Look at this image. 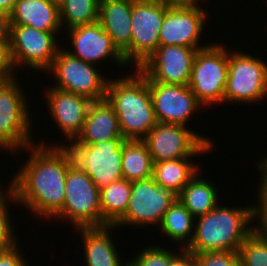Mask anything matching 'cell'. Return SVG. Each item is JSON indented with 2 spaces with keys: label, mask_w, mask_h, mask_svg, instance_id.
<instances>
[{
  "label": "cell",
  "mask_w": 267,
  "mask_h": 266,
  "mask_svg": "<svg viewBox=\"0 0 267 266\" xmlns=\"http://www.w3.org/2000/svg\"><path fill=\"white\" fill-rule=\"evenodd\" d=\"M197 51L185 46H159L137 70L147 80L188 85Z\"/></svg>",
  "instance_id": "cell-15"
},
{
  "label": "cell",
  "mask_w": 267,
  "mask_h": 266,
  "mask_svg": "<svg viewBox=\"0 0 267 266\" xmlns=\"http://www.w3.org/2000/svg\"><path fill=\"white\" fill-rule=\"evenodd\" d=\"M153 162L180 158H194L213 150L208 137L178 124L157 122L143 139Z\"/></svg>",
  "instance_id": "cell-9"
},
{
  "label": "cell",
  "mask_w": 267,
  "mask_h": 266,
  "mask_svg": "<svg viewBox=\"0 0 267 266\" xmlns=\"http://www.w3.org/2000/svg\"><path fill=\"white\" fill-rule=\"evenodd\" d=\"M124 266H132L128 261L124 262Z\"/></svg>",
  "instance_id": "cell-43"
},
{
  "label": "cell",
  "mask_w": 267,
  "mask_h": 266,
  "mask_svg": "<svg viewBox=\"0 0 267 266\" xmlns=\"http://www.w3.org/2000/svg\"><path fill=\"white\" fill-rule=\"evenodd\" d=\"M12 59L10 40H0V82L18 78ZM16 76V77H15Z\"/></svg>",
  "instance_id": "cell-33"
},
{
  "label": "cell",
  "mask_w": 267,
  "mask_h": 266,
  "mask_svg": "<svg viewBox=\"0 0 267 266\" xmlns=\"http://www.w3.org/2000/svg\"><path fill=\"white\" fill-rule=\"evenodd\" d=\"M142 1L162 2V3L169 4V5L188 4V0H142Z\"/></svg>",
  "instance_id": "cell-40"
},
{
  "label": "cell",
  "mask_w": 267,
  "mask_h": 266,
  "mask_svg": "<svg viewBox=\"0 0 267 266\" xmlns=\"http://www.w3.org/2000/svg\"><path fill=\"white\" fill-rule=\"evenodd\" d=\"M228 79V49L223 44L210 43L197 51L188 87L204 106L223 104Z\"/></svg>",
  "instance_id": "cell-6"
},
{
  "label": "cell",
  "mask_w": 267,
  "mask_h": 266,
  "mask_svg": "<svg viewBox=\"0 0 267 266\" xmlns=\"http://www.w3.org/2000/svg\"><path fill=\"white\" fill-rule=\"evenodd\" d=\"M202 266H241L238 251H215L194 254Z\"/></svg>",
  "instance_id": "cell-32"
},
{
  "label": "cell",
  "mask_w": 267,
  "mask_h": 266,
  "mask_svg": "<svg viewBox=\"0 0 267 266\" xmlns=\"http://www.w3.org/2000/svg\"><path fill=\"white\" fill-rule=\"evenodd\" d=\"M131 196V182L117 180L100 189L102 226L114 225L126 212Z\"/></svg>",
  "instance_id": "cell-27"
},
{
  "label": "cell",
  "mask_w": 267,
  "mask_h": 266,
  "mask_svg": "<svg viewBox=\"0 0 267 266\" xmlns=\"http://www.w3.org/2000/svg\"><path fill=\"white\" fill-rule=\"evenodd\" d=\"M106 99L125 140H143L157 123L148 81L137 69L120 79L109 78Z\"/></svg>",
  "instance_id": "cell-3"
},
{
  "label": "cell",
  "mask_w": 267,
  "mask_h": 266,
  "mask_svg": "<svg viewBox=\"0 0 267 266\" xmlns=\"http://www.w3.org/2000/svg\"><path fill=\"white\" fill-rule=\"evenodd\" d=\"M113 228L116 227L107 225L76 229L80 231V238L83 240L86 266H124L110 235Z\"/></svg>",
  "instance_id": "cell-22"
},
{
  "label": "cell",
  "mask_w": 267,
  "mask_h": 266,
  "mask_svg": "<svg viewBox=\"0 0 267 266\" xmlns=\"http://www.w3.org/2000/svg\"><path fill=\"white\" fill-rule=\"evenodd\" d=\"M0 186V252L6 251L15 244H18L16 239L15 230H13L14 226L11 225L10 213L9 210V202L12 204L13 202L18 203L14 190L10 185H8V190L2 189ZM5 191V192H4ZM9 197V198H8ZM9 201V202H7ZM12 201V202H11ZM15 234V235H14Z\"/></svg>",
  "instance_id": "cell-30"
},
{
  "label": "cell",
  "mask_w": 267,
  "mask_h": 266,
  "mask_svg": "<svg viewBox=\"0 0 267 266\" xmlns=\"http://www.w3.org/2000/svg\"><path fill=\"white\" fill-rule=\"evenodd\" d=\"M18 244H15L6 251L0 252V266H29V262L19 251Z\"/></svg>",
  "instance_id": "cell-35"
},
{
  "label": "cell",
  "mask_w": 267,
  "mask_h": 266,
  "mask_svg": "<svg viewBox=\"0 0 267 266\" xmlns=\"http://www.w3.org/2000/svg\"><path fill=\"white\" fill-rule=\"evenodd\" d=\"M123 138L117 114L107 99L92 101L89 105L82 132L75 141L81 145H93L101 141Z\"/></svg>",
  "instance_id": "cell-19"
},
{
  "label": "cell",
  "mask_w": 267,
  "mask_h": 266,
  "mask_svg": "<svg viewBox=\"0 0 267 266\" xmlns=\"http://www.w3.org/2000/svg\"><path fill=\"white\" fill-rule=\"evenodd\" d=\"M241 52L228 50L224 103L261 102L267 96V64L261 58Z\"/></svg>",
  "instance_id": "cell-8"
},
{
  "label": "cell",
  "mask_w": 267,
  "mask_h": 266,
  "mask_svg": "<svg viewBox=\"0 0 267 266\" xmlns=\"http://www.w3.org/2000/svg\"><path fill=\"white\" fill-rule=\"evenodd\" d=\"M160 246H147L139 251L129 263L132 266H169L171 260L178 254Z\"/></svg>",
  "instance_id": "cell-31"
},
{
  "label": "cell",
  "mask_w": 267,
  "mask_h": 266,
  "mask_svg": "<svg viewBox=\"0 0 267 266\" xmlns=\"http://www.w3.org/2000/svg\"><path fill=\"white\" fill-rule=\"evenodd\" d=\"M201 1V2H200ZM203 1V2H202ZM204 1L206 0H188L189 4H195V5H200L201 3L204 4ZM200 2V3H199Z\"/></svg>",
  "instance_id": "cell-42"
},
{
  "label": "cell",
  "mask_w": 267,
  "mask_h": 266,
  "mask_svg": "<svg viewBox=\"0 0 267 266\" xmlns=\"http://www.w3.org/2000/svg\"><path fill=\"white\" fill-rule=\"evenodd\" d=\"M60 22L66 29L98 21L99 0H61Z\"/></svg>",
  "instance_id": "cell-28"
},
{
  "label": "cell",
  "mask_w": 267,
  "mask_h": 266,
  "mask_svg": "<svg viewBox=\"0 0 267 266\" xmlns=\"http://www.w3.org/2000/svg\"><path fill=\"white\" fill-rule=\"evenodd\" d=\"M258 218L257 204L238 208L218 204L206 215L195 218L194 236L186 250L192 254L238 251L255 230L256 226L251 225Z\"/></svg>",
  "instance_id": "cell-2"
},
{
  "label": "cell",
  "mask_w": 267,
  "mask_h": 266,
  "mask_svg": "<svg viewBox=\"0 0 267 266\" xmlns=\"http://www.w3.org/2000/svg\"><path fill=\"white\" fill-rule=\"evenodd\" d=\"M188 266H202L201 262L188 251Z\"/></svg>",
  "instance_id": "cell-41"
},
{
  "label": "cell",
  "mask_w": 267,
  "mask_h": 266,
  "mask_svg": "<svg viewBox=\"0 0 267 266\" xmlns=\"http://www.w3.org/2000/svg\"><path fill=\"white\" fill-rule=\"evenodd\" d=\"M241 266H267V237L256 227L238 249Z\"/></svg>",
  "instance_id": "cell-29"
},
{
  "label": "cell",
  "mask_w": 267,
  "mask_h": 266,
  "mask_svg": "<svg viewBox=\"0 0 267 266\" xmlns=\"http://www.w3.org/2000/svg\"><path fill=\"white\" fill-rule=\"evenodd\" d=\"M189 159L154 162L152 178L161 188L178 195L199 171V166Z\"/></svg>",
  "instance_id": "cell-23"
},
{
  "label": "cell",
  "mask_w": 267,
  "mask_h": 266,
  "mask_svg": "<svg viewBox=\"0 0 267 266\" xmlns=\"http://www.w3.org/2000/svg\"><path fill=\"white\" fill-rule=\"evenodd\" d=\"M177 195L161 188L153 178L131 182V196L125 214L114 224L118 226L159 225ZM158 225V226H157Z\"/></svg>",
  "instance_id": "cell-12"
},
{
  "label": "cell",
  "mask_w": 267,
  "mask_h": 266,
  "mask_svg": "<svg viewBox=\"0 0 267 266\" xmlns=\"http://www.w3.org/2000/svg\"><path fill=\"white\" fill-rule=\"evenodd\" d=\"M256 226L267 237V218L264 215H259Z\"/></svg>",
  "instance_id": "cell-39"
},
{
  "label": "cell",
  "mask_w": 267,
  "mask_h": 266,
  "mask_svg": "<svg viewBox=\"0 0 267 266\" xmlns=\"http://www.w3.org/2000/svg\"><path fill=\"white\" fill-rule=\"evenodd\" d=\"M42 141L24 149L29 150L30 157L9 185L17 204L25 206L33 215L53 219L63 209L69 168L60 151Z\"/></svg>",
  "instance_id": "cell-1"
},
{
  "label": "cell",
  "mask_w": 267,
  "mask_h": 266,
  "mask_svg": "<svg viewBox=\"0 0 267 266\" xmlns=\"http://www.w3.org/2000/svg\"><path fill=\"white\" fill-rule=\"evenodd\" d=\"M153 161L143 140H125L122 146V176L130 182L152 178Z\"/></svg>",
  "instance_id": "cell-26"
},
{
  "label": "cell",
  "mask_w": 267,
  "mask_h": 266,
  "mask_svg": "<svg viewBox=\"0 0 267 266\" xmlns=\"http://www.w3.org/2000/svg\"><path fill=\"white\" fill-rule=\"evenodd\" d=\"M161 232L172 242L180 243L186 249L194 236L195 217L178 200L165 212L160 223Z\"/></svg>",
  "instance_id": "cell-25"
},
{
  "label": "cell",
  "mask_w": 267,
  "mask_h": 266,
  "mask_svg": "<svg viewBox=\"0 0 267 266\" xmlns=\"http://www.w3.org/2000/svg\"><path fill=\"white\" fill-rule=\"evenodd\" d=\"M133 0H99L98 21L123 54L131 45Z\"/></svg>",
  "instance_id": "cell-21"
},
{
  "label": "cell",
  "mask_w": 267,
  "mask_h": 266,
  "mask_svg": "<svg viewBox=\"0 0 267 266\" xmlns=\"http://www.w3.org/2000/svg\"><path fill=\"white\" fill-rule=\"evenodd\" d=\"M69 145L54 146L64 156L70 170L84 171L95 185L101 189L122 176V146L124 138L101 141L93 145H81L69 140Z\"/></svg>",
  "instance_id": "cell-4"
},
{
  "label": "cell",
  "mask_w": 267,
  "mask_h": 266,
  "mask_svg": "<svg viewBox=\"0 0 267 266\" xmlns=\"http://www.w3.org/2000/svg\"><path fill=\"white\" fill-rule=\"evenodd\" d=\"M58 32H43L38 29L10 25V46L14 65L46 71L62 46L59 45ZM57 38V39H56Z\"/></svg>",
  "instance_id": "cell-13"
},
{
  "label": "cell",
  "mask_w": 267,
  "mask_h": 266,
  "mask_svg": "<svg viewBox=\"0 0 267 266\" xmlns=\"http://www.w3.org/2000/svg\"><path fill=\"white\" fill-rule=\"evenodd\" d=\"M17 0H0V10L10 14Z\"/></svg>",
  "instance_id": "cell-38"
},
{
  "label": "cell",
  "mask_w": 267,
  "mask_h": 266,
  "mask_svg": "<svg viewBox=\"0 0 267 266\" xmlns=\"http://www.w3.org/2000/svg\"><path fill=\"white\" fill-rule=\"evenodd\" d=\"M180 252L171 260L169 266H188V251L179 248Z\"/></svg>",
  "instance_id": "cell-37"
},
{
  "label": "cell",
  "mask_w": 267,
  "mask_h": 266,
  "mask_svg": "<svg viewBox=\"0 0 267 266\" xmlns=\"http://www.w3.org/2000/svg\"><path fill=\"white\" fill-rule=\"evenodd\" d=\"M96 66L74 57L64 47L44 73L53 75L55 84L52 87L99 101L106 99L109 79L102 76Z\"/></svg>",
  "instance_id": "cell-7"
},
{
  "label": "cell",
  "mask_w": 267,
  "mask_h": 266,
  "mask_svg": "<svg viewBox=\"0 0 267 266\" xmlns=\"http://www.w3.org/2000/svg\"><path fill=\"white\" fill-rule=\"evenodd\" d=\"M18 82L17 78L0 82V150L14 154L34 143L27 97Z\"/></svg>",
  "instance_id": "cell-5"
},
{
  "label": "cell",
  "mask_w": 267,
  "mask_h": 266,
  "mask_svg": "<svg viewBox=\"0 0 267 266\" xmlns=\"http://www.w3.org/2000/svg\"><path fill=\"white\" fill-rule=\"evenodd\" d=\"M0 40H10L9 14L0 10Z\"/></svg>",
  "instance_id": "cell-36"
},
{
  "label": "cell",
  "mask_w": 267,
  "mask_h": 266,
  "mask_svg": "<svg viewBox=\"0 0 267 266\" xmlns=\"http://www.w3.org/2000/svg\"><path fill=\"white\" fill-rule=\"evenodd\" d=\"M44 94L49 107L48 111L60 131L64 133L67 140H75L82 132L92 101L82 95L65 92L51 86Z\"/></svg>",
  "instance_id": "cell-18"
},
{
  "label": "cell",
  "mask_w": 267,
  "mask_h": 266,
  "mask_svg": "<svg viewBox=\"0 0 267 266\" xmlns=\"http://www.w3.org/2000/svg\"><path fill=\"white\" fill-rule=\"evenodd\" d=\"M55 218L70 221L76 229L103 227L100 189L84 171L68 169L63 209Z\"/></svg>",
  "instance_id": "cell-10"
},
{
  "label": "cell",
  "mask_w": 267,
  "mask_h": 266,
  "mask_svg": "<svg viewBox=\"0 0 267 266\" xmlns=\"http://www.w3.org/2000/svg\"><path fill=\"white\" fill-rule=\"evenodd\" d=\"M51 1H54L56 3H59L61 0H51Z\"/></svg>",
  "instance_id": "cell-44"
},
{
  "label": "cell",
  "mask_w": 267,
  "mask_h": 266,
  "mask_svg": "<svg viewBox=\"0 0 267 266\" xmlns=\"http://www.w3.org/2000/svg\"><path fill=\"white\" fill-rule=\"evenodd\" d=\"M169 4L133 0L131 45L123 53L127 64L138 69L159 47V33Z\"/></svg>",
  "instance_id": "cell-11"
},
{
  "label": "cell",
  "mask_w": 267,
  "mask_h": 266,
  "mask_svg": "<svg viewBox=\"0 0 267 266\" xmlns=\"http://www.w3.org/2000/svg\"><path fill=\"white\" fill-rule=\"evenodd\" d=\"M207 9L201 5H169L159 33V46L177 45L195 49L208 46L200 44L206 24ZM200 44V45H199Z\"/></svg>",
  "instance_id": "cell-14"
},
{
  "label": "cell",
  "mask_w": 267,
  "mask_h": 266,
  "mask_svg": "<svg viewBox=\"0 0 267 266\" xmlns=\"http://www.w3.org/2000/svg\"><path fill=\"white\" fill-rule=\"evenodd\" d=\"M9 18L10 25L29 26L43 32L64 30L59 4L51 0H17Z\"/></svg>",
  "instance_id": "cell-20"
},
{
  "label": "cell",
  "mask_w": 267,
  "mask_h": 266,
  "mask_svg": "<svg viewBox=\"0 0 267 266\" xmlns=\"http://www.w3.org/2000/svg\"><path fill=\"white\" fill-rule=\"evenodd\" d=\"M67 35L73 51L68 52L87 63L97 65L111 57L118 67L127 66L123 54L114 45L111 37L104 31L99 21L68 29ZM97 63V64H96Z\"/></svg>",
  "instance_id": "cell-17"
},
{
  "label": "cell",
  "mask_w": 267,
  "mask_h": 266,
  "mask_svg": "<svg viewBox=\"0 0 267 266\" xmlns=\"http://www.w3.org/2000/svg\"><path fill=\"white\" fill-rule=\"evenodd\" d=\"M259 169V170H258ZM257 170L261 173L260 186L258 190V212L259 215H264L267 212V155L263 160L257 162Z\"/></svg>",
  "instance_id": "cell-34"
},
{
  "label": "cell",
  "mask_w": 267,
  "mask_h": 266,
  "mask_svg": "<svg viewBox=\"0 0 267 266\" xmlns=\"http://www.w3.org/2000/svg\"><path fill=\"white\" fill-rule=\"evenodd\" d=\"M202 177L197 172L177 195V199L195 218L206 215L220 204L217 187L214 186L213 182Z\"/></svg>",
  "instance_id": "cell-24"
},
{
  "label": "cell",
  "mask_w": 267,
  "mask_h": 266,
  "mask_svg": "<svg viewBox=\"0 0 267 266\" xmlns=\"http://www.w3.org/2000/svg\"><path fill=\"white\" fill-rule=\"evenodd\" d=\"M147 81L156 122L187 127L189 119L202 106L188 85L163 84L153 80Z\"/></svg>",
  "instance_id": "cell-16"
}]
</instances>
